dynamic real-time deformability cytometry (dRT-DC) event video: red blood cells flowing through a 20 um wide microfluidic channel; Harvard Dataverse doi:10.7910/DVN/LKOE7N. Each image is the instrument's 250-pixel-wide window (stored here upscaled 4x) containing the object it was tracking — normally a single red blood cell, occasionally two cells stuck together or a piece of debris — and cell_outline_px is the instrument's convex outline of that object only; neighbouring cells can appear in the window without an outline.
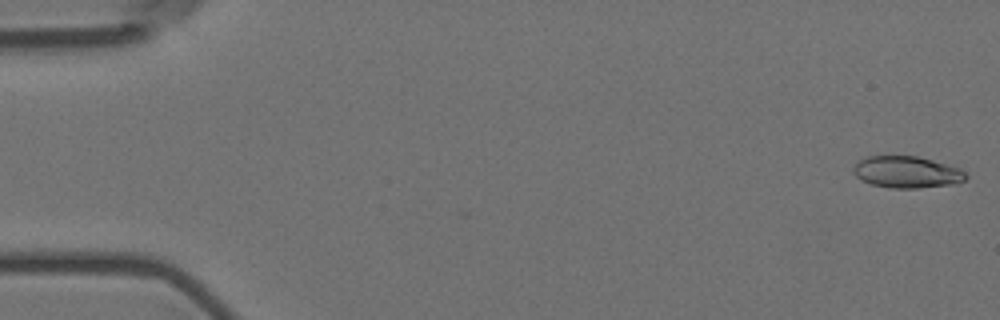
{"species": "Egyptian fruit bat (a non-hibernating species)", "species_latin": "Rousettus aegyptiacus", "temperature_condition": "room temperature", "stored_images_in_passage": 41, "camera_frame_rate_fps": 3000, "um_per_image_px": 0.085, "animal": {"sex": "female"}, "frame": {"image": 1, "passage_image": 1, "time_ms": 0.0, "image_size_px": [1000, 320], "cell_outline_px": [[968, 176], [964, 180], [952, 184], [916, 188], [892, 188], [872, 184], [860, 180], [852, 172], [852, 168], [860, 160], [868, 156], [916, 156], [932, 160], [960, 168]], "centroid_in_image_um": [77.05, 14.63], "position_along_channel_um": 7.9, "area_um2": 20.63}}
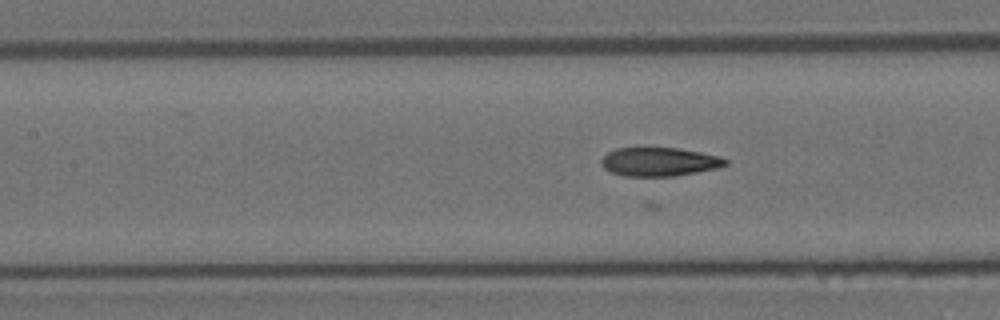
{"frame": {"image": 2, "passage_image": 25, "time_ms": 8.0, "image_size_px": [1000, 320], "cell_outline_px": [[728, 164], [716, 168], [696, 172], [672, 176], [624, 176], [612, 172], [604, 168], [600, 164], [600, 160], [608, 152], [616, 148], [680, 148], [720, 156], [728, 160]], "centroid_in_image_um": [56.03, 13.75], "position_along_channel_um": 151.4, "area_um2": 20.69}}
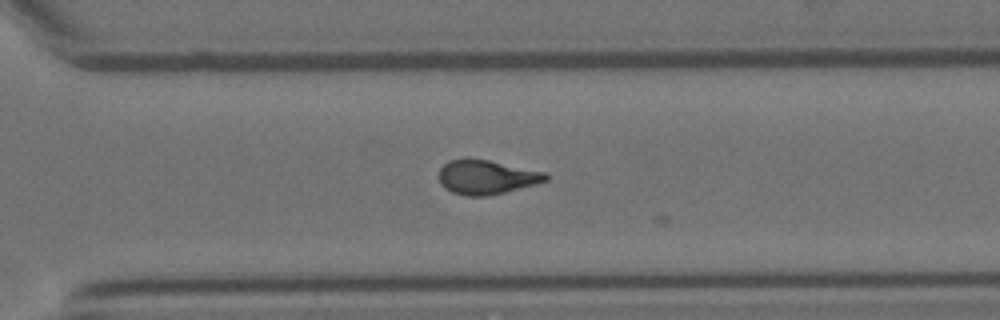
{"frame": {"image": 3, "passage_image": 40, "time_ms": 13.0, "image_size_px": [1000, 320], "cell_outline_px": [[548, 180], [536, 184], [488, 196], [464, 196], [452, 192], [444, 188], [440, 184], [440, 168], [448, 160], [464, 156], [468, 156], [488, 160], [544, 172], [548, 176]], "centroid_in_image_um": [41.29, 15.03], "position_along_channel_um": 329.3, "area_um2": 21.56}}